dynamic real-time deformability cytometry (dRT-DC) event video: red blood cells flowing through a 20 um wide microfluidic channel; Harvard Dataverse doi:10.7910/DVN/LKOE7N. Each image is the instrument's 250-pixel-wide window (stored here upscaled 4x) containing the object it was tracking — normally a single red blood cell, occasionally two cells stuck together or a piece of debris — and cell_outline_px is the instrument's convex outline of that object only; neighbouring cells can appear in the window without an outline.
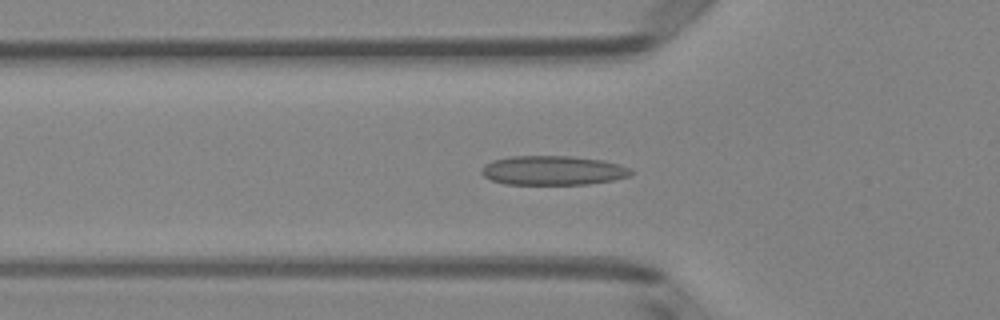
{"species": "Egyptian fruit bat (a non-hibernating species)", "species_latin": "Rousettus aegyptiacus", "temperature_condition": "room temperature", "stored_images_in_passage": 51, "segment_of_instrument_passage": [1, 2], "camera_frame_rate_fps": 3000, "um_per_image_px": 0.085, "animal": {"sex": "female"}, "frame": {"image": 1, "passage_image": 17, "time_ms": 5.333, "image_size_px": [1000, 320], "cell_outline_px": [[632, 176], [612, 180], [588, 184], [504, 184], [492, 180], [484, 176], [480, 172], [480, 168], [484, 164], [492, 160], [512, 156], [572, 156], [604, 160], [628, 168], [632, 172]], "centroid_in_image_um": [46.96, 14.48], "position_along_channel_um": 78.8, "area_um2": 25.55}}
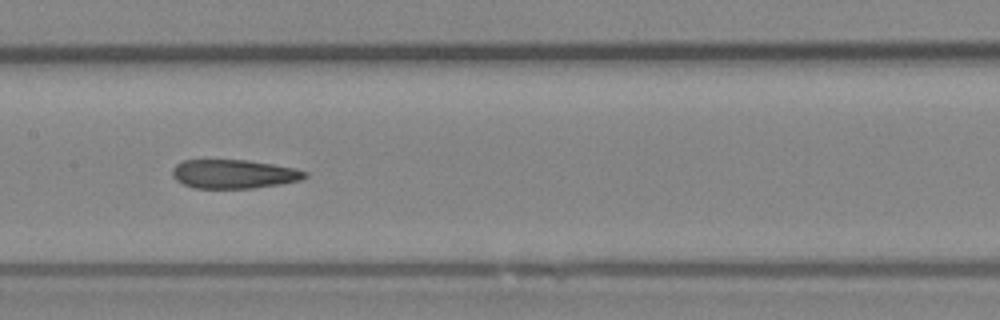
{"frame": {"image": 2, "passage_image": 25, "time_ms": 8.0, "image_size_px": [1000, 320], "cell_outline_px": [[308, 176], [300, 180], [280, 184], [252, 188], [192, 188], [176, 180], [172, 176], [172, 168], [176, 164], [184, 160], [248, 160], [296, 168], [308, 172]], "centroid_in_image_um": [19.87, 14.79], "position_along_channel_um": 187.5, "area_um2": 22.37}}
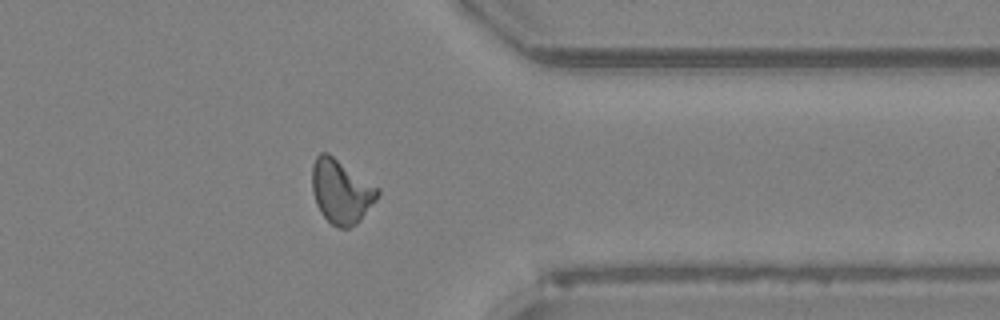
{"frame": {"image": 3, "passage_image": 40, "time_ms": 13.0, "image_size_px": [1000, 320], "cell_outline_px": [[380, 192], [376, 200], [360, 220], [356, 224], [348, 228], [340, 228], [332, 224], [320, 212], [316, 204], [312, 192], [312, 164], [316, 156], [320, 152], [328, 152], [380, 188]], "centroid_in_image_um": [28.99, 16.25], "position_along_channel_um": 382.4, "area_um2": 24.57}}